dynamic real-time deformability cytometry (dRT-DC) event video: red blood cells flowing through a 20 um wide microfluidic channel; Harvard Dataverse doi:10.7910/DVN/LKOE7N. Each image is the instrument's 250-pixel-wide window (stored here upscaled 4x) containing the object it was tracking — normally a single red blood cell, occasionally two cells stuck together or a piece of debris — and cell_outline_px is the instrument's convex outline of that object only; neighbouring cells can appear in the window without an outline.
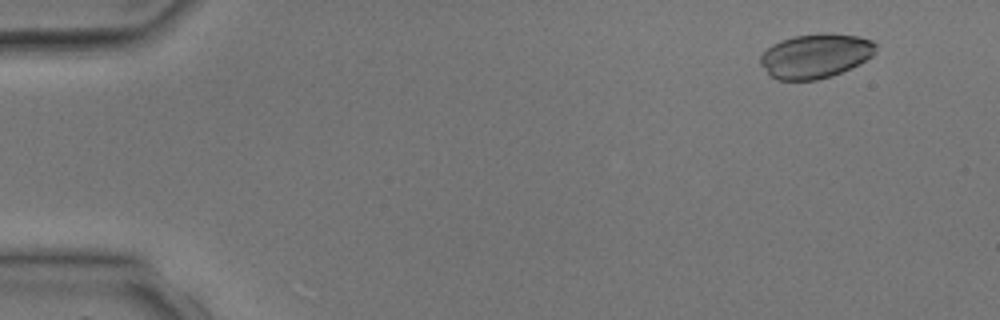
{"species": "common noctule bat (a hibernating species)", "species_latin": "Nyctalus noctula", "temperature_condition": "room temperature", "stored_images_in_passage": 4, "camera_frame_rate_fps": 3000, "um_per_image_px": 0.085, "animal": {"sex": "male", "body_mass_g": 17.9, "forearm_length_mm": 54.2}, "frame": {"image": 1, "passage_image": 2, "time_ms": 1.0, "image_size_px": [1000, 320], "cell_outline_px": [[876, 52], [872, 56], [860, 64], [852, 68], [832, 76], [816, 80], [776, 80], [760, 64], [760, 56], [772, 44], [780, 40], [792, 36], [820, 32], [824, 32], [856, 36], [872, 40], [876, 44]], "centroid_in_image_um": [69.33, 4.74], "position_along_channel_um": 15.7, "area_um2": 30.11}}
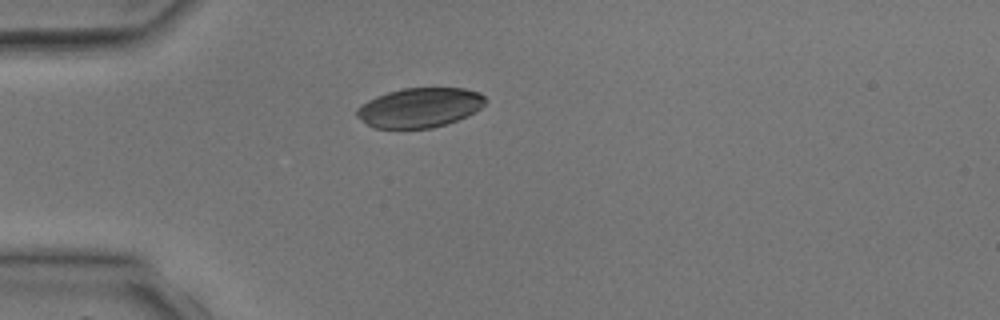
{"frame": {"image": 2, "passage_image": 4, "time_ms": 3.667, "image_size_px": [1000, 320], "cell_outline_px": [[488, 100], [480, 108], [468, 116], [448, 124], [432, 128], [376, 128], [368, 124], [356, 116], [356, 108], [368, 100], [376, 96], [388, 92], [404, 88], [464, 88], [480, 92]], "centroid_in_image_um": [35.7, 9.14], "position_along_channel_um": 49.3, "area_um2": 29.77}}